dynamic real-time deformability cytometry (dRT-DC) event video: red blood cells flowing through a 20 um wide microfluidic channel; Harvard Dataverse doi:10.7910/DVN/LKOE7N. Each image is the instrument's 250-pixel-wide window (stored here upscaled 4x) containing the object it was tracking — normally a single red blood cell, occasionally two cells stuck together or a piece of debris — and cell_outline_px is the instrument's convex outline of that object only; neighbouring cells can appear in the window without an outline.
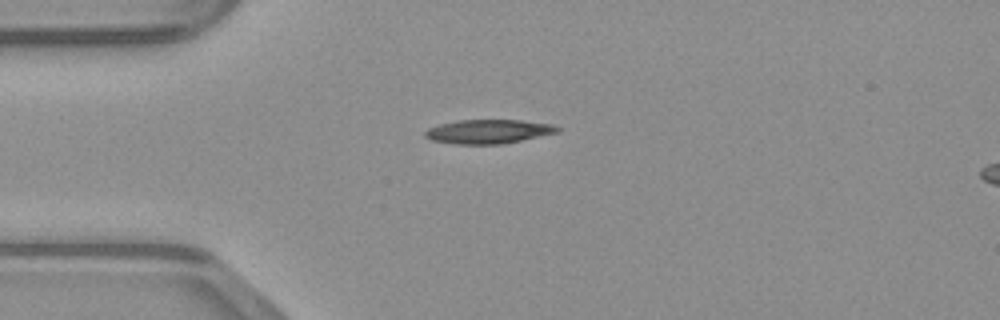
{"species": "common noctule bat (a hibernating species)", "species_latin": "Nyctalus noctula", "temperature_condition": "warm", "stored_images_in_passage": 37, "camera_frame_rate_fps": 3000, "um_per_image_px": 0.085, "animal": {"sex": "male", "body_mass_g": 23.1, "forearm_length_mm": 52.7}, "frame": {"image": 1, "passage_image": 1, "time_ms": 0.0, "image_size_px": [1000, 320], "cell_outline_px": [[560, 132], [500, 144], [456, 144], [432, 140], [424, 136], [424, 132], [428, 128], [440, 124], [456, 120], [520, 120], [552, 124], [560, 128]], "centroid_in_image_um": [41.5, 11.17], "position_along_channel_um": 43.5, "area_um2": 18.44}}
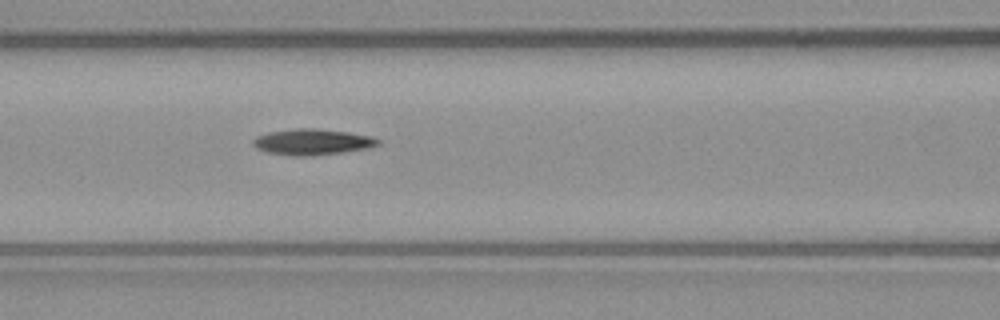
{"frame": {"image": 2, "passage_image": 9, "time_ms": 2.667, "image_size_px": [1000, 320], "cell_outline_px": [[380, 144], [368, 148], [340, 152], [304, 156], [296, 156], [268, 152], [256, 148], [252, 144], [252, 140], [256, 136], [268, 132], [296, 128], [312, 128], [348, 132], [372, 136], [380, 140]], "centroid_in_image_um": [26.53, 12.05], "position_along_channel_um": 140.1, "area_um2": 18.73}}
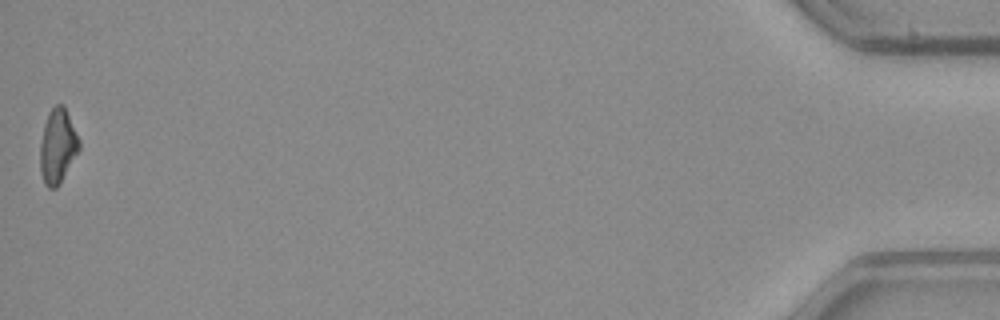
{"frame": {"image": 3, "passage_image": 37, "time_ms": 12.0, "image_size_px": [1000, 320], "cell_outline_px": [[80, 148], [60, 184], [56, 188], [48, 188], [44, 184], [40, 172], [40, 144], [44, 124], [48, 112], [56, 104], [64, 104], [80, 140]], "centroid_in_image_um": [4.9, 12.42], "position_along_channel_um": 430.3, "area_um2": 17.11}}